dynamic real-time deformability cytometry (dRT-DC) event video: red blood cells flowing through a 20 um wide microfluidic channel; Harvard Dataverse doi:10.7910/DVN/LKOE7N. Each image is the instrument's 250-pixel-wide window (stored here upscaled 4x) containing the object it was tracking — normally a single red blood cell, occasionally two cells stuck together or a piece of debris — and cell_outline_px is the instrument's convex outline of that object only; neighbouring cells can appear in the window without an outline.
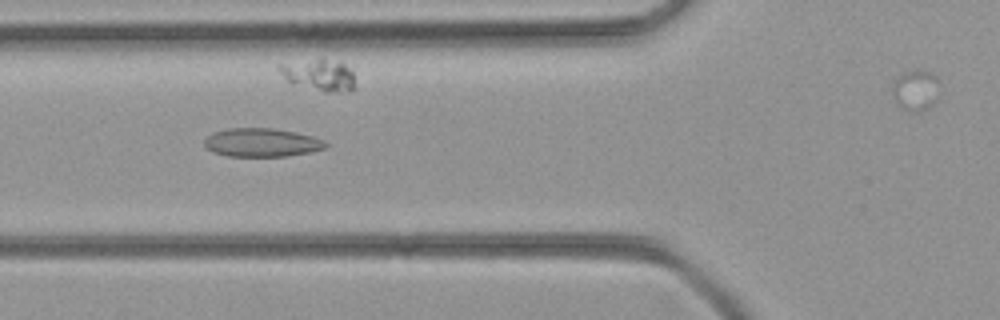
{"species": "common noctule bat (a hibernating species)", "species_latin": "Nyctalus noctula", "temperature_condition": "room temperature", "stored_images_in_passage": 26, "camera_frame_rate_fps": 3000, "um_per_image_px": 0.085, "animal": {"sex": "female", "body_mass_g": 21.9}, "frame": {"image": 1, "passage_image": 4, "time_ms": 1.0, "image_size_px": [1000, 320], "cell_outline_px": [[328, 144], [324, 148], [308, 152], [288, 156], [228, 156], [212, 152], [204, 144], [204, 140], [212, 132], [228, 128], [272, 128], [296, 132], [312, 136], [324, 140]], "centroid_in_image_um": [22.23, 12.11], "position_along_channel_um": 103.6, "area_um2": 20.11}}
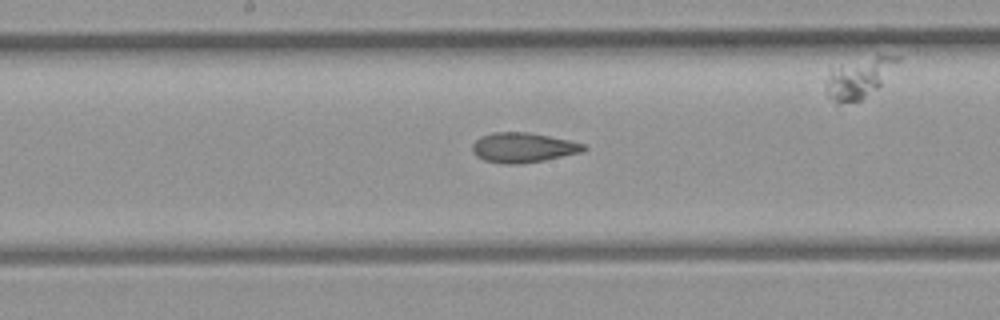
{"frame": {"image": 2, "passage_image": 11, "time_ms": 3.333, "image_size_px": [1000, 320], "cell_outline_px": [[588, 148], [580, 152], [544, 160], [520, 164], [504, 164], [484, 160], [476, 156], [472, 152], [472, 144], [480, 136], [492, 132], [528, 132], [568, 140], [584, 144]], "centroid_in_image_um": [44.41, 12.54], "position_along_channel_um": 203.8, "area_um2": 19.31}}
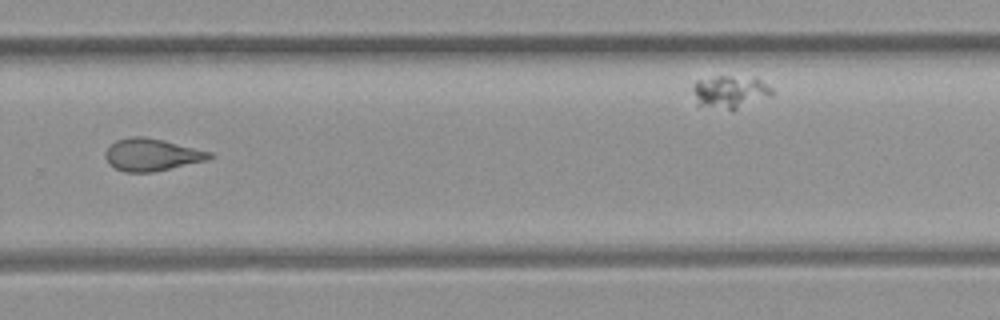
{"frame": {"image": 3, "passage_image": 19, "time_ms": 6.0, "image_size_px": [1000, 320], "cell_outline_px": [[212, 156], [208, 160], [152, 172], [124, 172], [108, 164], [104, 156], [104, 152], [116, 140], [132, 136], [144, 136], [164, 140], [212, 152]], "centroid_in_image_um": [12.88, 13.15], "position_along_channel_um": 316.9, "area_um2": 19.59}}